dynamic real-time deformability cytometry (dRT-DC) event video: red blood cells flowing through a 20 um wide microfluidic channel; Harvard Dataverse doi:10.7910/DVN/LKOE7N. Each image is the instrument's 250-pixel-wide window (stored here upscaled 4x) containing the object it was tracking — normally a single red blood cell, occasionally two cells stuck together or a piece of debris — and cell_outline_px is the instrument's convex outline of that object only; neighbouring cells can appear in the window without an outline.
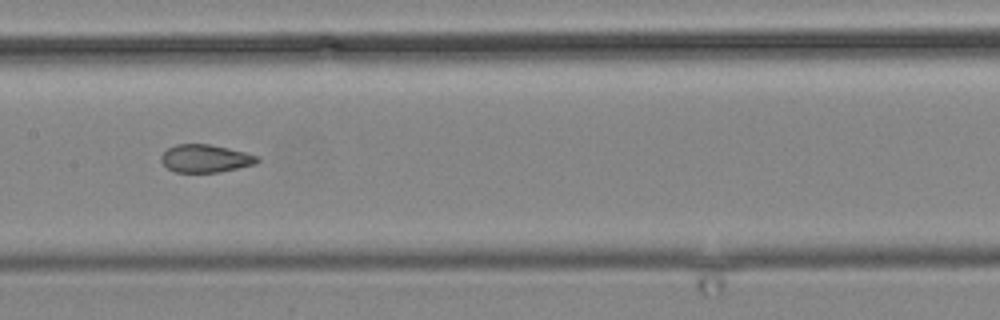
{"species": "common noctule bat (a hibernating species)", "species_latin": "Nyctalus noctula", "temperature_condition": "cold", "stored_images_in_passage": 21, "camera_frame_rate_fps": 3000, "um_per_image_px": 0.085, "animal": {"sex": "male", "body_mass_g": 19.2, "forearm_length_mm": 51.8}, "frame": {"image": 1, "passage_image": 18, "time_ms": 19.667, "image_size_px": [1000, 320], "cell_outline_px": [[260, 160], [256, 164], [220, 172], [176, 172], [168, 168], [160, 160], [160, 156], [168, 148], [176, 144], [208, 144], [228, 148], [260, 156]], "centroid_in_image_um": [17.48, 13.47], "position_along_channel_um": 189.9, "area_um2": 15.61}}
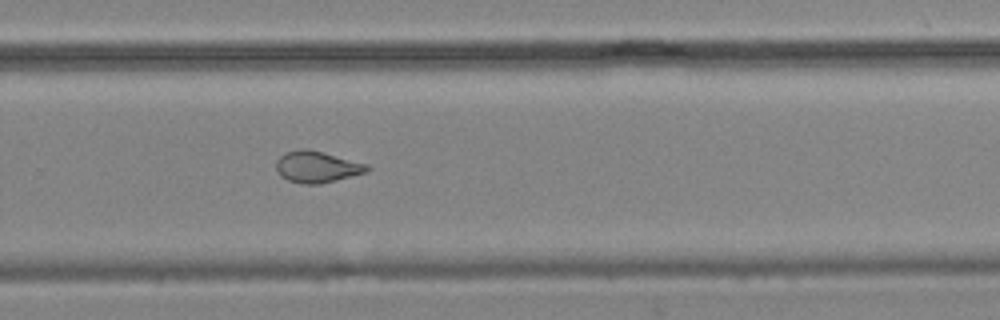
{"frame": {"image": 2, "passage_image": 21, "time_ms": 23.0, "image_size_px": [1000, 320], "cell_outline_px": [[368, 172], [320, 184], [304, 184], [288, 180], [280, 176], [276, 168], [276, 160], [284, 152], [300, 148], [308, 148], [368, 164]], "centroid_in_image_um": [26.91, 14.17], "position_along_channel_um": 302.9, "area_um2": 16.76}}